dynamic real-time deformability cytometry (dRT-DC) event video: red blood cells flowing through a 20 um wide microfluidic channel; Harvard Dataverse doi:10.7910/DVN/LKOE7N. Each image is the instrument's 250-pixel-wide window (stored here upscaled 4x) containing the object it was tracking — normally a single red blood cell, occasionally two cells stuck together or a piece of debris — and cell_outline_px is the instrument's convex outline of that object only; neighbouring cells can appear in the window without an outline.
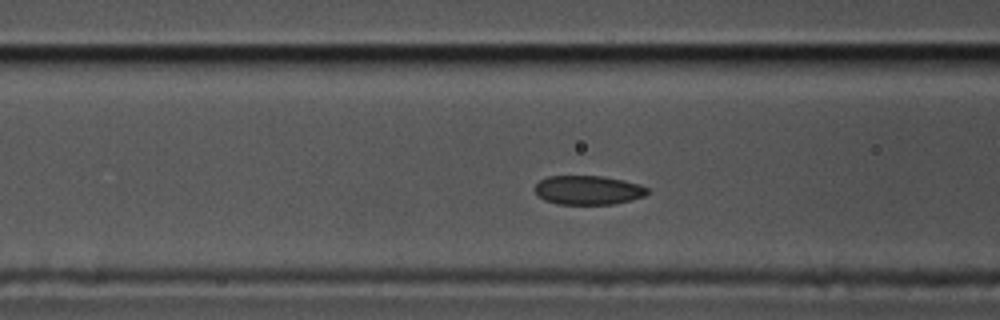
{"species": "common noctule bat (a hibernating species)", "species_latin": "Nyctalus noctula", "temperature_condition": "cold", "stored_images_in_passage": 52, "camera_frame_rate_fps": 3000, "um_per_image_px": 0.085, "animal": {"sex": "male", "body_mass_g": 17.5, "forearm_length_mm": 52.3}, "frame": {"image": 1, "passage_image": 16, "time_ms": 5.0, "image_size_px": [1000, 320], "cell_outline_px": [[648, 192], [644, 196], [632, 200], [612, 204], [560, 204], [544, 200], [532, 188], [540, 180], [548, 176], [600, 176], [624, 180], [640, 184], [648, 188]], "centroid_in_image_um": [49.99, 16.15], "position_along_channel_um": 116.6, "area_um2": 19.07}}
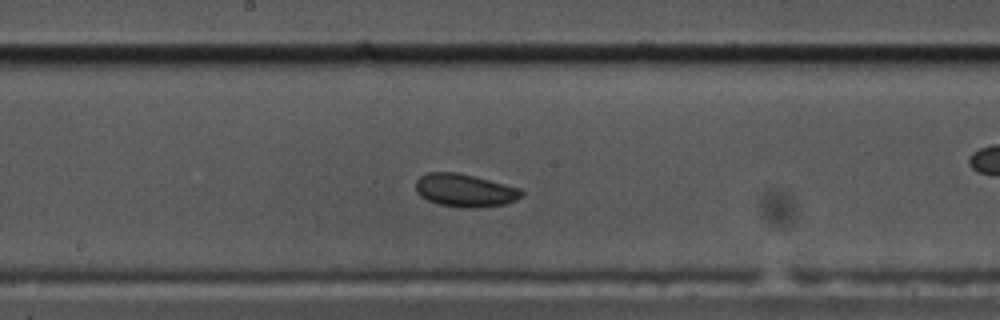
{"frame": {"image": 2, "passage_image": 24, "time_ms": 7.667, "image_size_px": [1000, 320], "cell_outline_px": [[524, 192], [516, 200], [504, 204], [476, 208], [464, 208], [440, 204], [428, 200], [420, 196], [416, 192], [416, 180], [420, 176], [428, 172], [456, 172], [520, 188]], "centroid_in_image_um": [39.48, 16.18], "position_along_channel_um": 208.7, "area_um2": 20.11}}
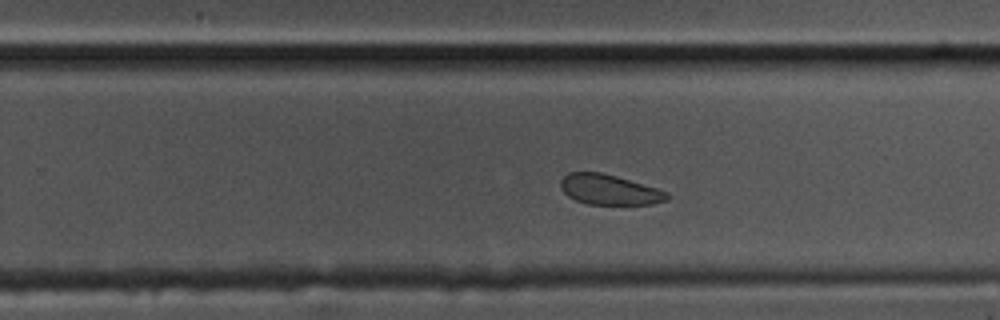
{"frame": {"image": 3, "passage_image": 30, "time_ms": 9.667, "image_size_px": [1000, 320], "cell_outline_px": [[672, 196], [668, 200], [652, 204], [588, 204], [576, 200], [568, 196], [560, 188], [560, 180], [568, 172], [600, 172], [616, 176], [656, 188], [668, 192]], "centroid_in_image_um": [51.8, 16.12], "position_along_channel_um": 278.0, "area_um2": 18.73}, "authors_computed_cell_mechanics": {"area_um2": 20.2589, "velocity_mm_per_s": 3.4653, "shape_relaxation_time_tau1_ms": null, "shape_relaxation_time_tau2_ms": 9.7285, "deformation_change_tau1": null, "deformation_change_tau2": 0.088}}